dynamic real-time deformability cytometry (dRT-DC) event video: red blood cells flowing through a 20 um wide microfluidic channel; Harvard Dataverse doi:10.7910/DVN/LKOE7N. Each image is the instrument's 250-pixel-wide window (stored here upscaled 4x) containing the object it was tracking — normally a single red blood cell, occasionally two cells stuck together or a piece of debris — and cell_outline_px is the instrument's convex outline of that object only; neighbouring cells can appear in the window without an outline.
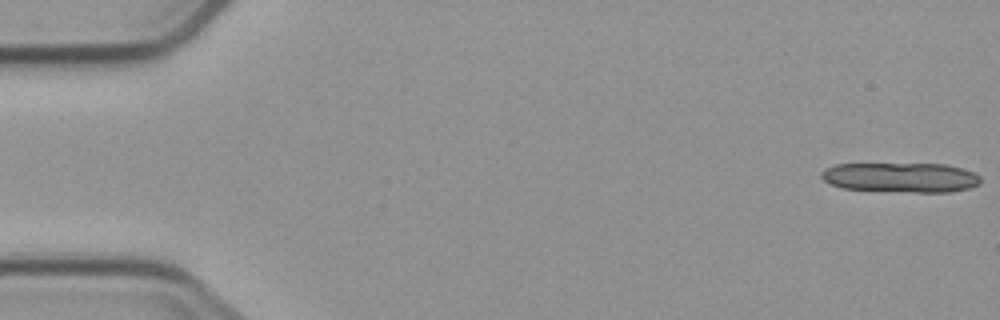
{"species": "common noctule bat (a hibernating species)", "species_latin": "Nyctalus noctula", "temperature_condition": "cold", "stored_images_in_passage": 10, "segment_of_instrument_passage": [1, 2], "camera_frame_rate_fps": 3000, "um_per_image_px": 0.085, "animal": {"sex": "male", "body_mass_g": 23.1, "forearm_length_mm": 52.7}, "frame": {"image": 1, "passage_image": 1, "time_ms": 0.0, "image_size_px": [1000, 320], "cell_outline_px": [[980, 184], [968, 188], [948, 192], [916, 192], [844, 188], [832, 184], [824, 180], [820, 176], [820, 172], [836, 164], [948, 164], [972, 172], [980, 176]], "centroid_in_image_um": [76.59, 15.07], "position_along_channel_um": 8.4, "area_um2": 27.28}}